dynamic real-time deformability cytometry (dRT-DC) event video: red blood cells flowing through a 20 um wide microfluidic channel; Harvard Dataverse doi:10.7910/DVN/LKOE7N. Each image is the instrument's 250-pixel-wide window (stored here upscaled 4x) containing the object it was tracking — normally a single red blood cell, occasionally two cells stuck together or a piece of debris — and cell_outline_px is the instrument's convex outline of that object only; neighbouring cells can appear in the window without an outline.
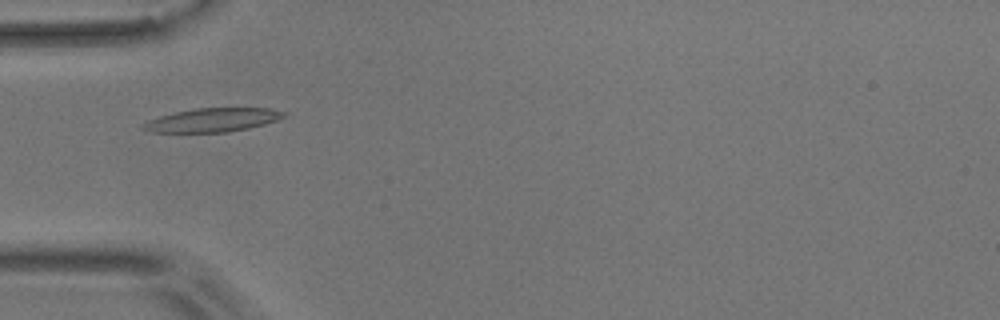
{"species": "common noctule bat (a hibernating species)", "species_latin": "Nyctalus noctula", "temperature_condition": "room temperature", "stored_images_in_passage": 7, "camera_frame_rate_fps": 3000, "um_per_image_px": 0.085, "animal": {"sex": "male", "body_mass_g": 17.9}, "frame": {"image": 1, "passage_image": 5, "time_ms": 4.333, "image_size_px": [1000, 320], "cell_outline_px": [[288, 112], [284, 116], [276, 120], [264, 124], [248, 128], [228, 132], [152, 132], [140, 128], [148, 120], [160, 116], [176, 112], [196, 108], [268, 108]], "centroid_in_image_um": [18.08, 10.2], "position_along_channel_um": 66.9, "area_um2": 19.25}}
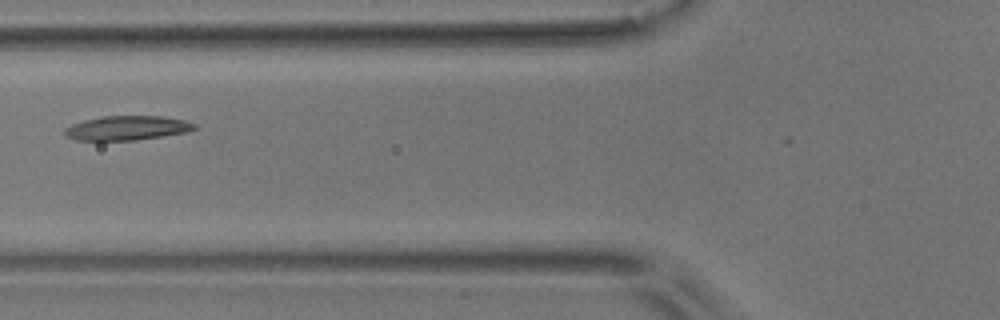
{"frame": {"image": 2, "passage_image": 6, "time_ms": 5.667, "image_size_px": [1000, 320], "cell_outline_px": [[196, 128], [188, 132], [132, 140], [76, 140], [64, 136], [64, 128], [72, 124], [84, 120], [104, 116], [164, 116], [184, 120], [196, 124]], "centroid_in_image_um": [10.77, 10.87], "position_along_channel_um": 115.0, "area_um2": 18.32}}